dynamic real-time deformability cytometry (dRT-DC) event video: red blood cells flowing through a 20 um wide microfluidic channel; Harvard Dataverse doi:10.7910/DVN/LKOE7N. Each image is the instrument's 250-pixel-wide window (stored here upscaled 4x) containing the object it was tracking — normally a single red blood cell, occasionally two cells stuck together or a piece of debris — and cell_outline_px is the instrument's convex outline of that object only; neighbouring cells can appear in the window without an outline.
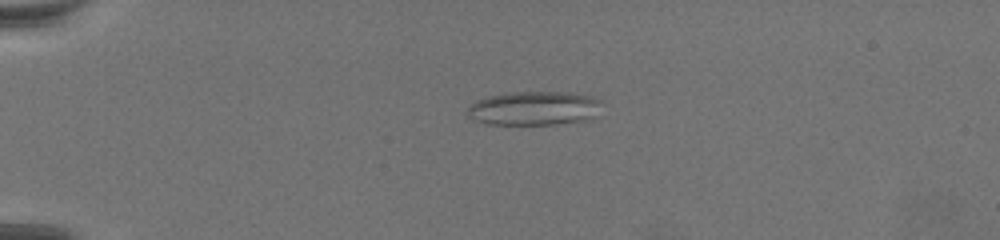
{"species": "common noctule bat (a hibernating species)", "species_latin": "Nyctalus noctula", "temperature_condition": "warm", "stored_images_in_passage": 60, "camera_frame_rate_fps": 3000, "um_per_image_px": 0.085, "animal": {"sex": "female", "body_mass_g": 19.5, "forearm_length_mm": 54.1}, "frame": {"image": 1, "passage_image": 8, "time_ms": 2.333, "image_size_px": [1000, 240], "cell_outline_px": [[600, 100], [588, 120], [556, 124], [484, 124], [468, 116], [468, 108], [476, 100], [488, 96], [508, 92], [560, 92], [592, 96]], "centroid_in_image_um": [45.3, 9.2], "position_along_channel_um": 39.7, "area_um2": 26.07}}
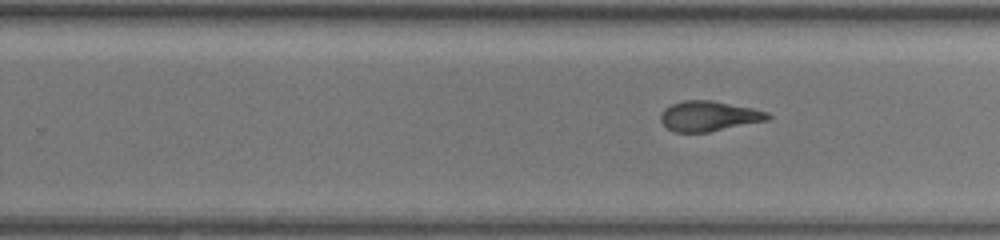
{"frame": {"image": 2, "passage_image": 36, "time_ms": 11.667, "image_size_px": [1000, 240], "cell_outline_px": [[772, 116], [768, 120], [708, 132], [672, 132], [660, 120], [660, 116], [664, 108], [672, 104], [684, 100], [712, 100], [752, 108], [768, 112]], "centroid_in_image_um": [60.25, 9.86], "position_along_channel_um": 269.6, "area_um2": 18.79}}
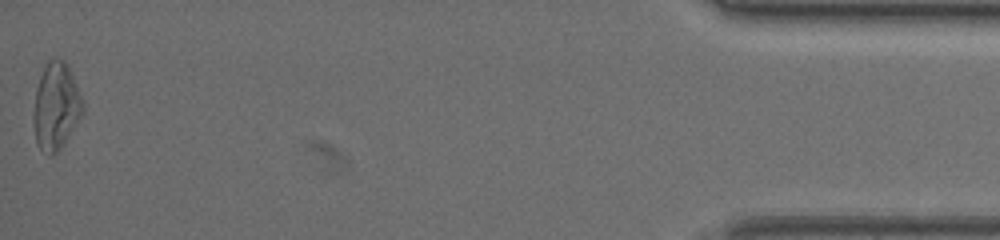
{"frame": {"image": 3, "passage_image": 60, "time_ms": 19.667, "image_size_px": [1000, 240], "cell_outline_px": [[84, 112], [64, 144], [52, 156], [48, 156], [36, 144], [32, 120], [32, 116], [36, 88], [40, 76], [48, 60], [64, 60], [68, 64], [84, 104]], "centroid_in_image_um": [4.75, 9.07], "position_along_channel_um": 430.5, "area_um2": 25.14}}